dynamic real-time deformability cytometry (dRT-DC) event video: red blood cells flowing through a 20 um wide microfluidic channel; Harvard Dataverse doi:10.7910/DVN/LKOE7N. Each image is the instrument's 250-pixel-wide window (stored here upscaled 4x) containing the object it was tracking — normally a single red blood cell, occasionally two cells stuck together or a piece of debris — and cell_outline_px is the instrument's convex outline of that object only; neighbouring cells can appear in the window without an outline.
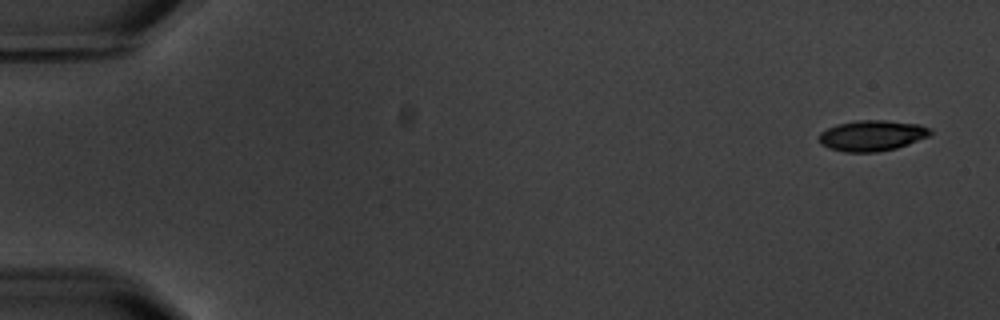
{"species": "common noctule bat (a hibernating species)", "species_latin": "Nyctalus noctula", "temperature_condition": "warm", "stored_images_in_passage": 15, "camera_frame_rate_fps": 3000, "um_per_image_px": 0.085, "animal": {"sex": "male", "body_mass_g": 20.1, "forearm_length_mm": 53.5}, "frame": {"image": 1, "passage_image": 1, "time_ms": 0.0, "image_size_px": [1000, 320], "cell_outline_px": [[932, 136], [896, 148], [876, 152], [844, 152], [828, 148], [820, 144], [816, 136], [820, 132], [836, 124], [856, 120], [884, 120], [920, 124], [932, 128]], "centroid_in_image_um": [74.12, 11.52], "position_along_channel_um": 10.9, "area_um2": 20.35}}
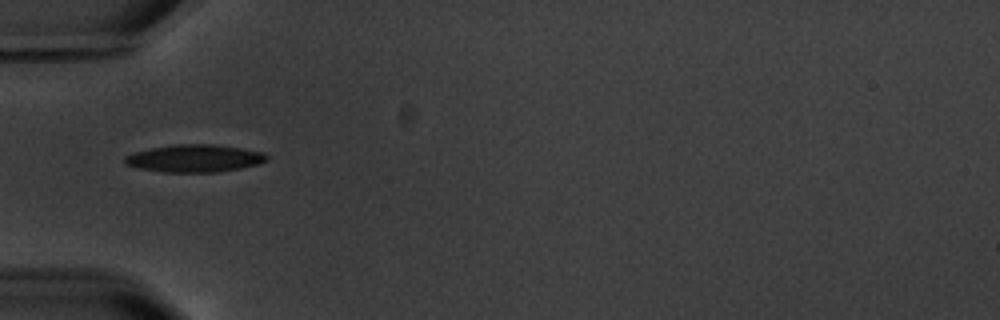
{"frame": {"image": 2, "passage_image": 5, "time_ms": 5.667, "image_size_px": [1000, 320], "cell_outline_px": [[268, 160], [260, 164], [220, 172], [164, 172], [136, 168], [124, 164], [124, 156], [136, 152], [152, 148], [172, 144], [212, 144], [240, 148], [264, 152], [268, 156]], "centroid_in_image_um": [16.54, 13.46], "position_along_channel_um": 68.5, "area_um2": 22.89}}
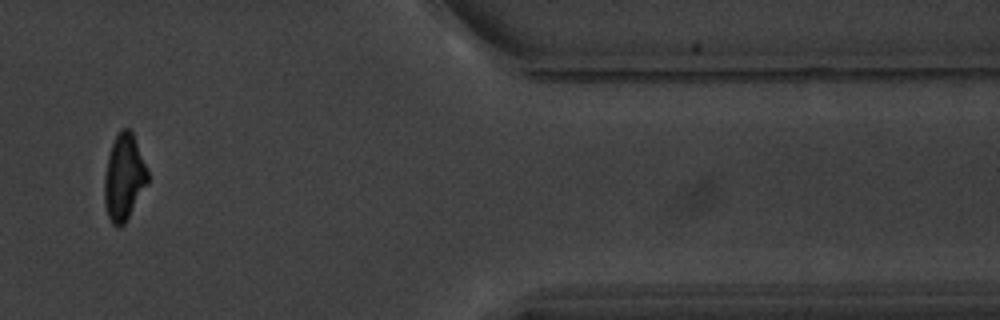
{"frame": {"image": 3, "passage_image": 13, "time_ms": 16.0, "image_size_px": [1000, 320], "cell_outline_px": [[148, 184], [124, 224], [120, 228], [112, 224], [108, 216], [104, 204], [104, 176], [108, 156], [112, 144], [120, 128], [132, 128], [148, 172]], "centroid_in_image_um": [10.54, 15.06], "position_along_channel_um": 400.9, "area_um2": 21.96}, "authors_computed_cell_mechanics": {"area_um2": 21.964, "velocity_mm_per_s": 3.534, "shape_relaxation_time_tau1_ms": 4.2434, "shape_relaxation_time_tau2_ms": 1.9596, "deformation_change_tau1": 0.1474, "deformation_change_tau2": 0.0656}}